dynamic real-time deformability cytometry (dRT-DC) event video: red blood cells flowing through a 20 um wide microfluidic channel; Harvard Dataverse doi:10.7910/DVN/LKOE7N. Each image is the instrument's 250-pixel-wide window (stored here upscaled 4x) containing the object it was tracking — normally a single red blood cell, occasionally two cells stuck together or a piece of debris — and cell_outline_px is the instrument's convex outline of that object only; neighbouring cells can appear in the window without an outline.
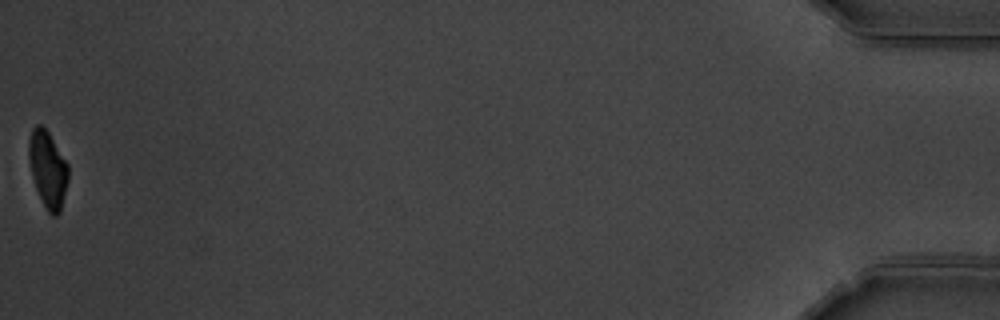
{"species": "common noctule bat (a hibernating species)", "species_latin": "Nyctalus noctula", "temperature_condition": "warm", "stored_images_in_passage": 40, "camera_frame_rate_fps": 3000, "um_per_image_px": 0.085, "animal": {"sex": "male", "body_mass_g": 19.5, "forearm_length_mm": 54.6}, "frame": {"image": 1, "passage_image": 40, "time_ms": 13.0, "image_size_px": [1000, 320], "cell_outline_px": [[68, 180], [60, 212], [56, 216], [52, 216], [48, 212], [36, 188], [32, 176], [28, 156], [28, 140], [32, 128], [36, 124], [40, 124], [48, 132], [68, 164]], "centroid_in_image_um": [4.05, 14.37], "position_along_channel_um": 431.1, "area_um2": 17.46}, "authors_computed_cell_mechanics": {"area_um2": 18.9006, "velocity_mm_per_s": 3.6611, "shape_relaxation_time_tau1_ms": 3.0552, "shape_relaxation_time_tau2_ms": null, "deformation_change_tau1": 0.1701, "deformation_change_tau2": null}}